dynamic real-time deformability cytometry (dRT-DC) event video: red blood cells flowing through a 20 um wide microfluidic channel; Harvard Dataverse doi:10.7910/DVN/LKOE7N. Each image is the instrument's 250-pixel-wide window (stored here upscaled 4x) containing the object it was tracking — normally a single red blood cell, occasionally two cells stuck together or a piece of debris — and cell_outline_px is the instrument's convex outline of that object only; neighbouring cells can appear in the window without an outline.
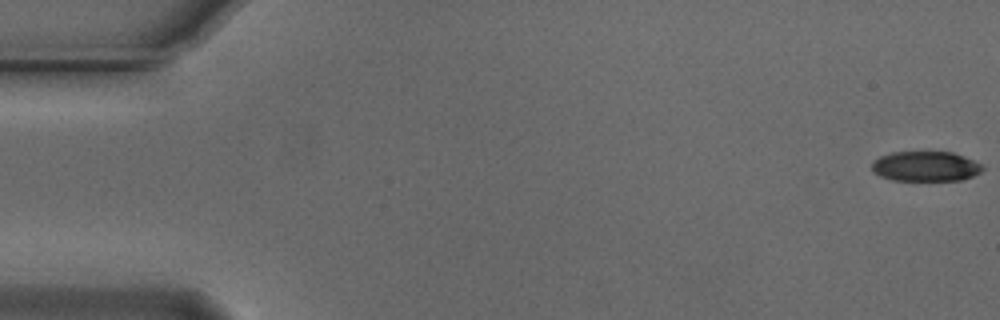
{"species": "Egyptian fruit bat (a non-hibernating species)", "species_latin": "Rousettus aegyptiacus", "temperature_condition": "cold", "stored_images_in_passage": 55, "camera_frame_rate_fps": 3000, "um_per_image_px": 0.085, "animal": {"sex": "male"}, "frame": {"image": 1, "passage_image": 1, "time_ms": 0.0, "image_size_px": [1000, 320], "cell_outline_px": [[984, 168], [980, 172], [964, 180], [892, 180], [880, 176], [872, 172], [872, 160], [880, 156], [892, 152], [952, 152], [964, 156], [984, 164]], "centroid_in_image_um": [78.68, 14.13], "position_along_channel_um": 6.3, "area_um2": 19.54}}
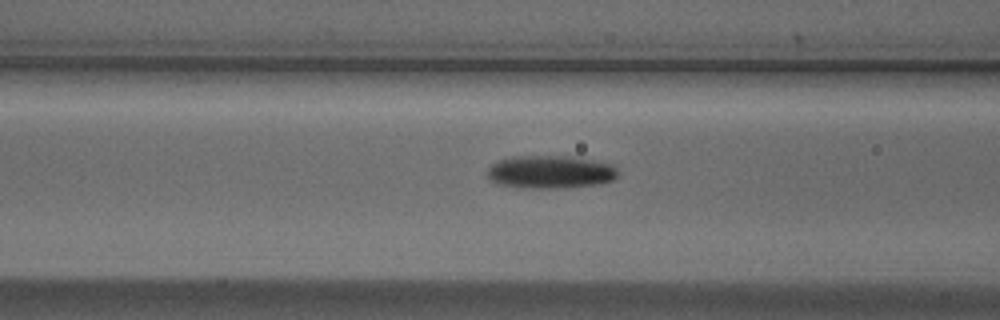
{"frame": {"image": 2, "passage_image": 22, "time_ms": 7.0, "image_size_px": [1000, 320], "cell_outline_px": [[616, 176], [612, 180], [600, 184], [564, 188], [532, 188], [496, 184], [488, 180], [488, 168], [492, 164], [500, 160], [512, 156], [572, 156], [616, 164]], "centroid_in_image_um": [46.79, 14.61], "position_along_channel_um": 119.8, "area_um2": 25.32}}
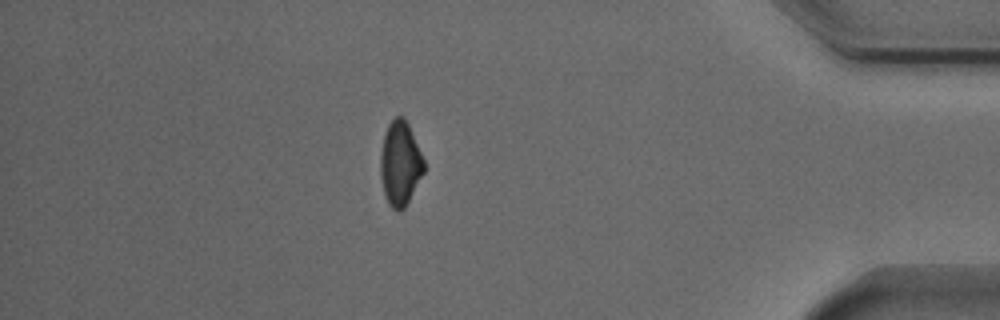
{"frame": {"image": 3, "passage_image": 48, "time_ms": 15.667, "image_size_px": [1000, 320], "cell_outline_px": [[424, 172], [404, 208], [400, 212], [396, 212], [388, 204], [384, 196], [380, 176], [380, 156], [384, 136], [388, 124], [396, 116], [404, 116], [408, 124], [424, 160]], "centroid_in_image_um": [33.99, 13.92], "position_along_channel_um": 401.2, "area_um2": 21.33}, "authors_computed_cell_mechanics": {"area_um2": 21.9062, "velocity_mm_per_s": 3.7483, "shape_relaxation_time_tau1_ms": 3.0573, "shape_relaxation_time_tau2_ms": null, "deformation_change_tau1": 0.1212, "deformation_change_tau2": null}}